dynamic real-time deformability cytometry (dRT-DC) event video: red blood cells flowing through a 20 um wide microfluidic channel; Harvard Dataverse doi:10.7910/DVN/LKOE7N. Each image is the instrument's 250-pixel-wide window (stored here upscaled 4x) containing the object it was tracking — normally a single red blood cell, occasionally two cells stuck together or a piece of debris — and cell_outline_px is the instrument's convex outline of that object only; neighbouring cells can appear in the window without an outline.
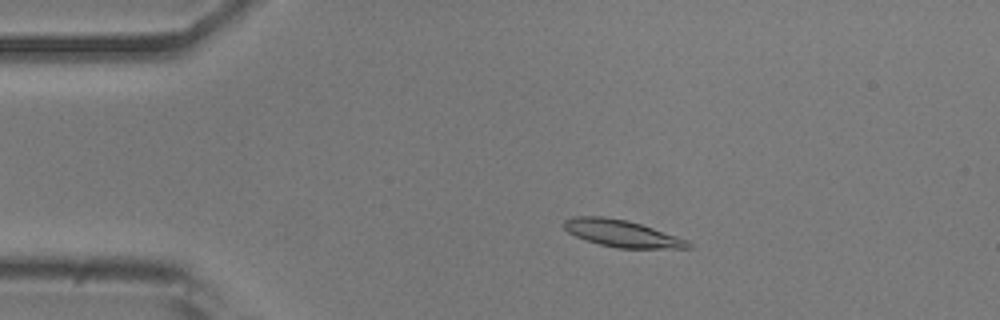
{"species": "common noctule bat (a hibernating species)", "species_latin": "Nyctalus noctula", "temperature_condition": "room temperature", "stored_images_in_passage": 52, "camera_frame_rate_fps": 3000, "um_per_image_px": 0.085, "animal": {"sex": "male", "body_mass_g": 20.5, "forearm_length_mm": 52.5}, "frame": {"image": 1, "passage_image": 10, "time_ms": 3.0, "image_size_px": [1000, 320], "cell_outline_px": [[692, 248], [616, 248], [584, 240], [568, 232], [564, 228], [564, 220], [572, 216], [604, 216], [628, 220], [688, 240], [692, 244]], "centroid_in_image_um": [52.83, 19.84], "position_along_channel_um": 32.2, "area_um2": 19.48}}
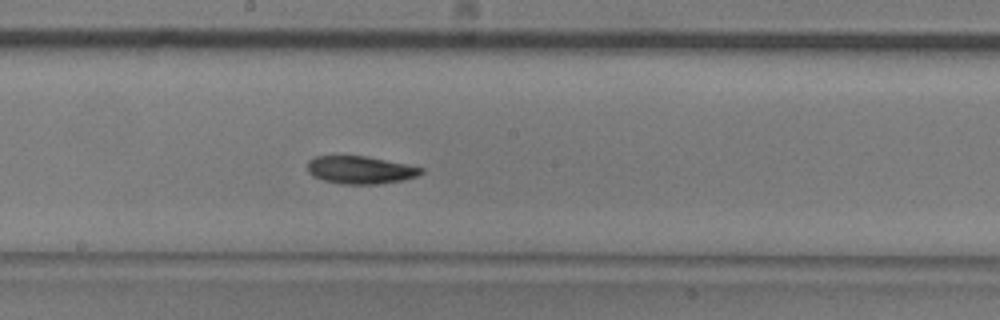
{"frame": {"image": 2, "passage_image": 28, "time_ms": 9.0, "image_size_px": [1000, 320], "cell_outline_px": [[424, 172], [416, 176], [404, 180], [380, 184], [340, 184], [324, 180], [312, 176], [308, 172], [308, 160], [316, 156], [364, 156], [424, 168]], "centroid_in_image_um": [30.61, 14.46], "position_along_channel_um": 217.6, "area_um2": 18.26}}
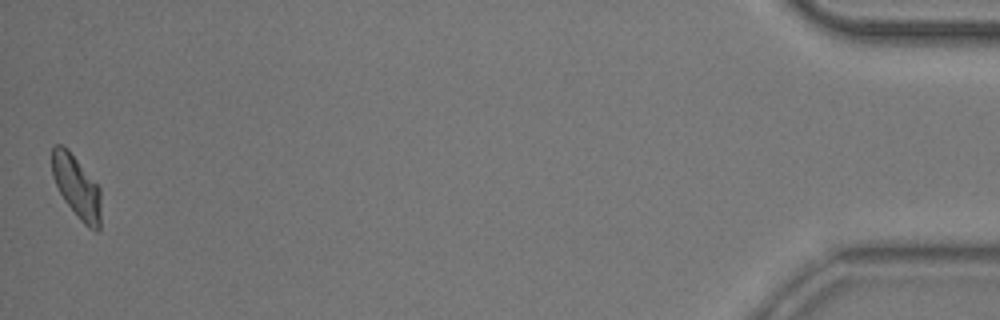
{"frame": {"image": 3, "passage_image": 52, "time_ms": 17.0, "image_size_px": [1000, 320], "cell_outline_px": [[100, 228], [96, 232], [88, 228], [80, 220], [64, 200], [52, 176], [52, 148], [56, 144], [60, 144], [68, 148], [100, 188]], "centroid_in_image_um": [6.51, 15.88], "position_along_channel_um": 428.7, "area_um2": 17.8}, "authors_computed_cell_mechanics": {"area_um2": 18.6405, "velocity_mm_per_s": 3.8226, "shape_relaxation_time_tau1_ms": 3.8213, "shape_relaxation_time_tau2_ms": null, "deformation_change_tau1": 0.1361, "deformation_change_tau2": null}}